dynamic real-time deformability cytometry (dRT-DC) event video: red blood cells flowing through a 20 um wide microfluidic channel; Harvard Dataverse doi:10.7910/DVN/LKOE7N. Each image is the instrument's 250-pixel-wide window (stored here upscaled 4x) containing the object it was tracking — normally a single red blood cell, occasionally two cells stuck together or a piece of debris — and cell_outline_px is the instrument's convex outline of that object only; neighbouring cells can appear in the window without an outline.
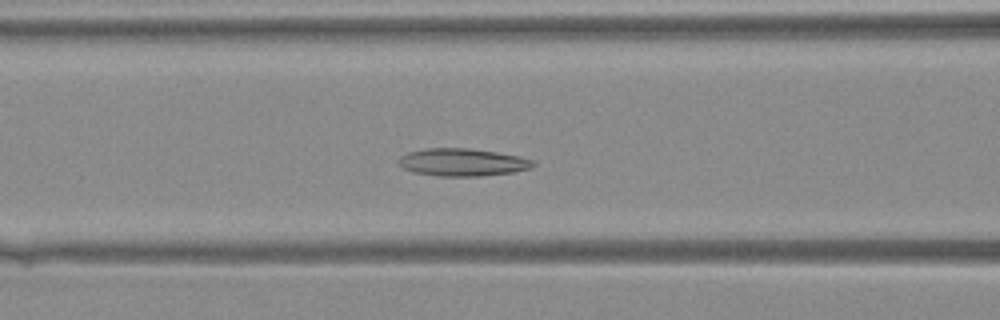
{"species": "Egyptian fruit bat (a non-hibernating species)", "species_latin": "Rousettus aegyptiacus", "temperature_condition": "warm", "stored_images_in_passage": 32, "camera_frame_rate_fps": 3000, "um_per_image_px": 0.085, "animal": {"sex": "female"}, "frame": {"image": 1, "passage_image": 8, "time_ms": 2.333, "image_size_px": [1000, 320], "cell_outline_px": [[536, 164], [532, 168], [512, 172], [480, 176], [436, 176], [416, 172], [404, 168], [400, 164], [400, 156], [408, 152], [428, 148], [468, 148], [496, 152], [520, 156], [532, 160]], "centroid_in_image_um": [39.34, 13.79], "position_along_channel_um": 127.3, "area_um2": 21.44}}
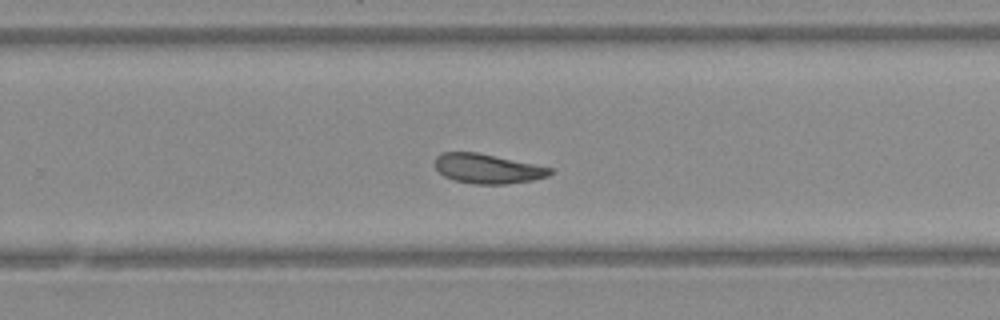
{"frame": {"image": 2, "passage_image": 18, "time_ms": 5.667, "image_size_px": [1000, 320], "cell_outline_px": [[552, 172], [548, 176], [532, 180], [508, 184], [472, 184], [456, 180], [444, 176], [436, 168], [436, 156], [444, 152], [476, 152], [552, 168]], "centroid_in_image_um": [41.43, 14.34], "position_along_channel_um": 288.4, "area_um2": 19.54}}
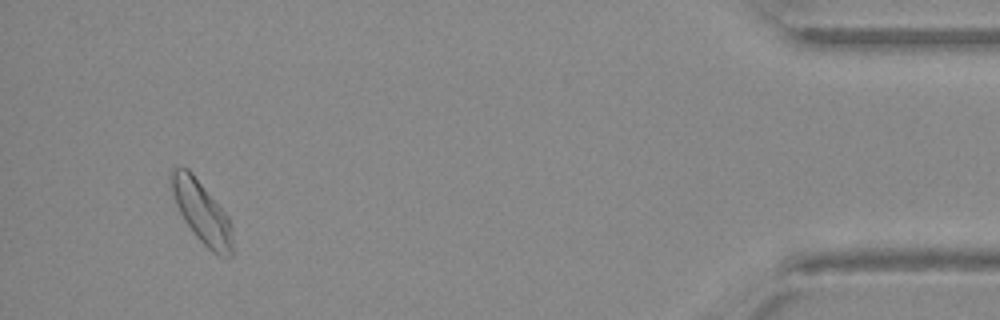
{"frame": {"image": 3, "passage_image": 30, "time_ms": 9.667, "image_size_px": [1000, 320], "cell_outline_px": [[232, 256], [216, 256], [196, 236], [184, 220], [176, 204], [172, 192], [172, 168], [188, 168], [228, 216], [232, 228]], "centroid_in_image_um": [17.18, 18.08], "position_along_channel_um": 418.0, "area_um2": 21.56}}